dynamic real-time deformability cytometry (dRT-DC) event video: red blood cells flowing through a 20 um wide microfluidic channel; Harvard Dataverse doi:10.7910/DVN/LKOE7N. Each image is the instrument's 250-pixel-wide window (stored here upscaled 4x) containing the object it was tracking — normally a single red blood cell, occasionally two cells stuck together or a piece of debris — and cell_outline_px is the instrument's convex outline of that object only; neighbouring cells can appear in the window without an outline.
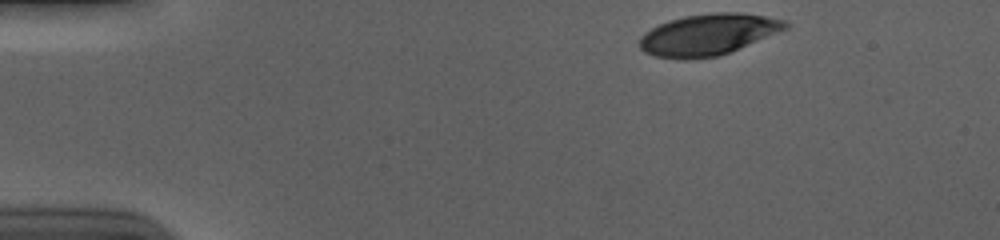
{"species": "human", "species_latin": "Homo sapiens", "temperature_condition": "cold", "stored_images_in_passage": 40, "camera_frame_rate_fps": 3000, "um_per_image_px": 0.085, "donor": {"sex": "male"}, "frame": {"image": 1, "passage_image": 1, "time_ms": 0.0, "image_size_px": [1000, 240], "cell_outline_px": [[788, 28], [720, 56], [684, 60], [656, 56], [644, 52], [640, 48], [640, 36], [644, 32], [660, 24], [684, 16], [716, 12], [740, 12], [764, 16], [784, 20], [788, 24]], "centroid_in_image_um": [60.18, 2.95], "position_along_channel_um": 24.8, "area_um2": 34.91}}
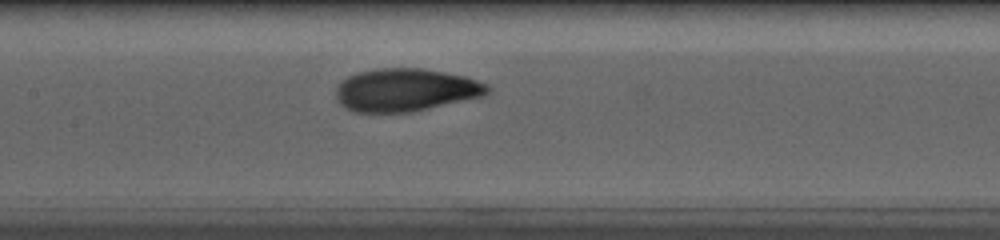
{"frame": {"image": 2, "passage_image": 20, "time_ms": 6.333, "image_size_px": [1000, 240], "cell_outline_px": [[492, 92], [484, 96], [412, 112], [352, 112], [340, 104], [336, 100], [336, 88], [348, 76], [360, 72], [376, 68], [420, 68], [444, 72], [464, 76], [488, 84], [492, 88]], "centroid_in_image_um": [34.51, 7.65], "position_along_channel_um": 172.9, "area_um2": 37.97}}
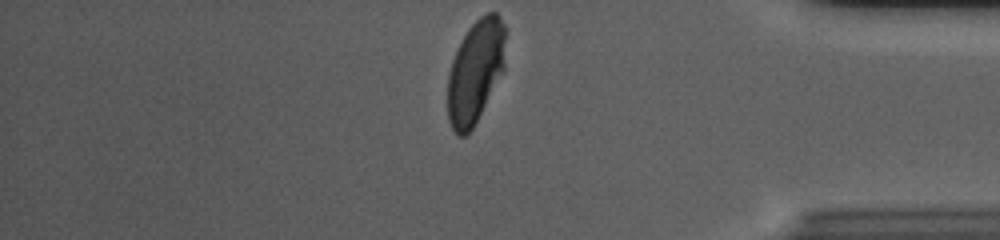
{"frame": {"image": 3, "passage_image": 40, "time_ms": 13.0, "image_size_px": [1000, 240], "cell_outline_px": [[504, 72], [472, 128], [464, 136], [456, 136], [448, 120], [448, 76], [452, 60], [468, 28], [480, 16], [488, 12], [496, 12], [500, 16], [504, 24]], "centroid_in_image_um": [40.41, 6.09], "position_along_channel_um": 394.8, "area_um2": 34.56}, "authors_computed_cell_mechanics": {"area_um2": 37.4833, "velocity_mm_per_s": 3.6899, "shape_relaxation_time_tau1_ms": 3.9899, "shape_relaxation_time_tau2_ms": 0.8187, "deformation_change_tau1": 0.1782, "deformation_change_tau2": 0.0497}}